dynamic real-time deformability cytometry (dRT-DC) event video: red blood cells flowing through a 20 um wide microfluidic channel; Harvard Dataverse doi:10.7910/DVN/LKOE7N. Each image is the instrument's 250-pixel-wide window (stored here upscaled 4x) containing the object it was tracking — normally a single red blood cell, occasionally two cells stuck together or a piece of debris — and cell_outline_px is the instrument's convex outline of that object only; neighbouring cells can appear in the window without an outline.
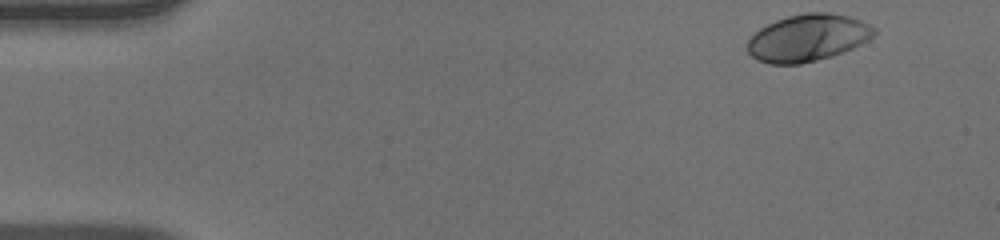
{"species": "human", "species_latin": "Homo sapiens", "temperature_condition": "warm", "stored_images_in_passage": 49, "camera_frame_rate_fps": 3000, "um_per_image_px": 0.085, "donor": {"sex": "male"}, "frame": {"image": 1, "passage_image": 1, "time_ms": 0.0, "image_size_px": [1000, 240], "cell_outline_px": [[876, 32], [868, 40], [844, 52], [832, 56], [800, 64], [768, 64], [756, 60], [748, 52], [748, 40], [760, 28], [776, 20], [788, 16], [804, 12], [828, 12], [848, 16], [860, 20], [876, 28]], "centroid_in_image_um": [68.66, 3.22], "position_along_channel_um": 16.3, "area_um2": 34.68}}
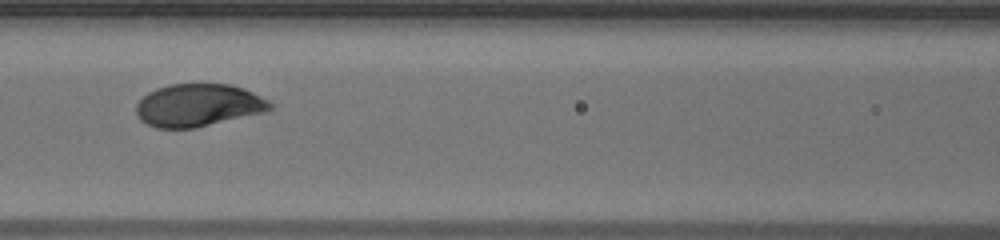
{"frame": {"image": 2, "passage_image": 20, "time_ms": 6.333, "image_size_px": [1000, 240], "cell_outline_px": [[272, 108], [264, 112], [192, 128], [156, 128], [140, 120], [136, 112], [136, 104], [148, 92], [156, 88], [168, 84], [232, 84], [244, 88], [268, 100], [272, 104]], "centroid_in_image_um": [16.83, 8.93], "position_along_channel_um": 149.8, "area_um2": 33.06}}
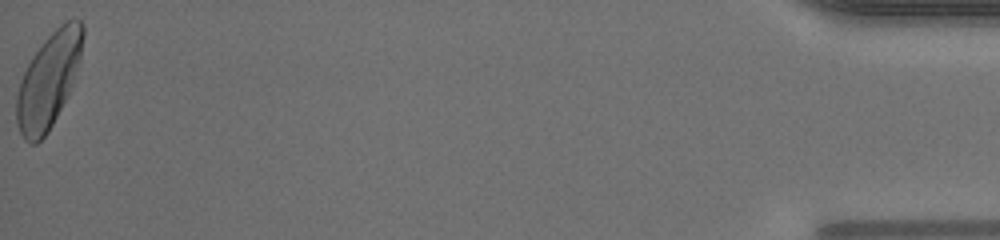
{"frame": {"image": 3, "passage_image": 49, "time_ms": 16.0, "image_size_px": [1000, 240], "cell_outline_px": [[84, 36], [80, 60], [68, 92], [48, 132], [36, 144], [32, 144], [24, 140], [20, 132], [16, 120], [16, 96], [20, 80], [32, 56], [44, 40], [60, 24], [68, 20], [80, 20], [84, 24]], "centroid_in_image_um": [4.11, 6.81], "position_along_channel_um": 431.1, "area_um2": 36.13}, "authors_computed_cell_mechanics": {"area_um2": 33.7552, "velocity_mm_per_s": 3.9206, "shape_relaxation_time_tau1_ms": 2.1415, "shape_relaxation_time_tau2_ms": null, "deformation_change_tau1": 0.1497, "deformation_change_tau2": null}}